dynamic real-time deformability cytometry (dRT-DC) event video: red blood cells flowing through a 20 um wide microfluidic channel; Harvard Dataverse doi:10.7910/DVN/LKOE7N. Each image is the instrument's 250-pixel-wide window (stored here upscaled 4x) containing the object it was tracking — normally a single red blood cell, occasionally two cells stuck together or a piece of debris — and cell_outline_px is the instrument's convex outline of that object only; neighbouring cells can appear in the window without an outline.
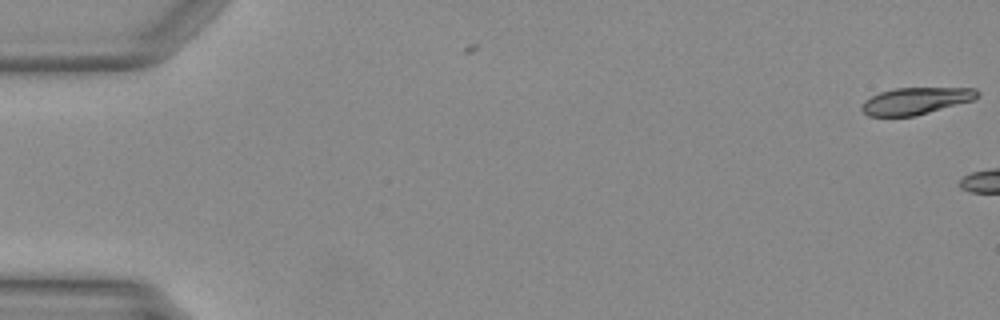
{"species": "Egyptian fruit bat (a non-hibernating species)", "species_latin": "Rousettus aegyptiacus", "temperature_condition": "warm", "stored_images_in_passage": 3, "camera_frame_rate_fps": 3000, "um_per_image_px": 0.085, "animal": {"sex": "female"}, "frame": {"image": 1, "passage_image": 3, "time_ms": 0.667, "image_size_px": [1000, 320], "cell_outline_px": [[980, 96], [976, 100], [916, 116], [868, 116], [860, 108], [860, 104], [864, 100], [880, 92], [892, 88], [976, 88], [980, 92]], "centroid_in_image_um": [77.88, 8.58], "position_along_channel_um": 7.1, "area_um2": 18.5}}